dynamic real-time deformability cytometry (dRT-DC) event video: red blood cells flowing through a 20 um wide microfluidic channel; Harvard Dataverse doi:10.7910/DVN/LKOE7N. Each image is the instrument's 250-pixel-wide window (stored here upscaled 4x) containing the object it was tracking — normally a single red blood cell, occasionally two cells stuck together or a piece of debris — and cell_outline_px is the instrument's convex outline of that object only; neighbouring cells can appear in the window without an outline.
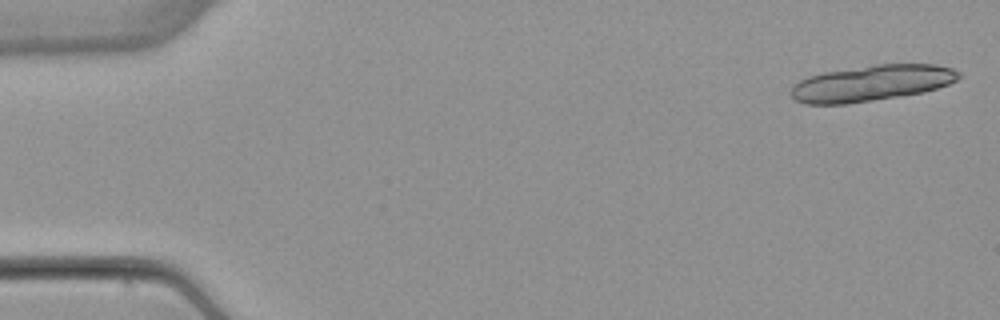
{"species": "common noctule bat (a hibernating species)", "species_latin": "Nyctalus noctula", "temperature_condition": "warm", "stored_images_in_passage": 25, "camera_frame_rate_fps": 3000, "um_per_image_px": 0.085, "animal": {"sex": "female", "body_mass_g": 22.7, "forearm_length_mm": 54.2}, "frame": {"image": 1, "passage_image": 1, "time_ms": 0.0, "image_size_px": [1000, 320], "cell_outline_px": [[964, 76], [948, 84], [924, 92], [900, 96], [844, 104], [804, 104], [796, 100], [788, 92], [800, 80], [808, 76], [824, 72], [876, 64], [936, 64], [952, 68], [960, 72]], "centroid_in_image_um": [74.1, 7.06], "position_along_channel_um": 10.9, "area_um2": 35.14}}